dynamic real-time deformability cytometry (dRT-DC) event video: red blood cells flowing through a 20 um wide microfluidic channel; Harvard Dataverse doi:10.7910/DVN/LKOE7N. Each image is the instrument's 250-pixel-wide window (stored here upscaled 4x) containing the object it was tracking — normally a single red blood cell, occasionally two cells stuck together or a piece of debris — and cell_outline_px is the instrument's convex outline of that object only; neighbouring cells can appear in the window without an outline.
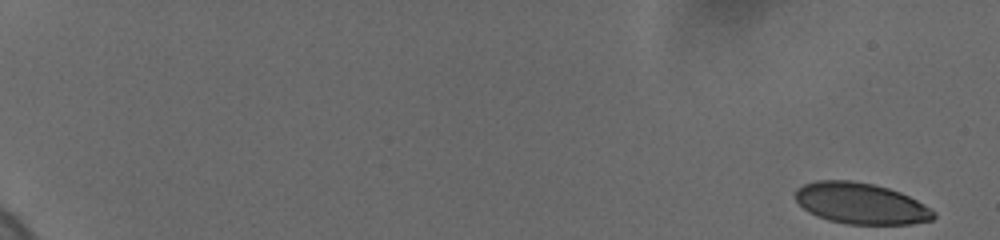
{"species": "human", "species_latin": "Homo sapiens", "temperature_condition": "cold", "stored_images_in_passage": 58, "camera_frame_rate_fps": 3000, "um_per_image_px": 0.085, "donor": {"sex": "female"}, "frame": {"image": 1, "passage_image": 1, "time_ms": 0.0, "image_size_px": [1000, 240], "cell_outline_px": [[936, 216], [932, 220], [912, 224], [848, 224], [828, 220], [816, 216], [808, 212], [796, 200], [796, 188], [804, 184], [816, 180], [852, 180], [872, 184], [888, 188], [900, 192], [924, 204], [936, 212]], "centroid_in_image_um": [73.17, 17.29], "position_along_channel_um": 11.8, "area_um2": 33.18}}
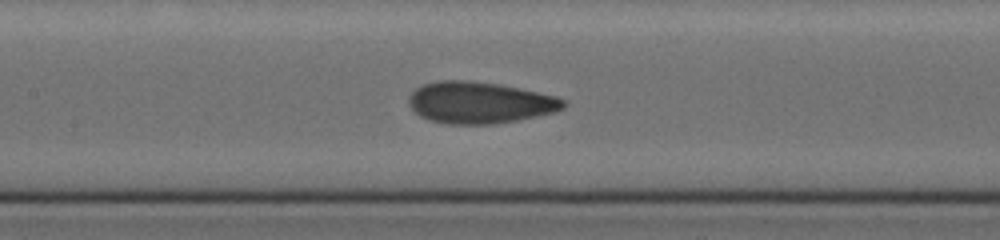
{"frame": {"image": 2, "passage_image": 31, "time_ms": 10.0, "image_size_px": [1000, 240], "cell_outline_px": [[568, 104], [564, 108], [556, 112], [516, 120], [492, 124], [448, 124], [432, 120], [420, 116], [408, 104], [408, 96], [416, 88], [424, 84], [436, 80], [464, 80], [500, 84], [556, 96], [564, 100]], "centroid_in_image_um": [40.77, 8.71], "position_along_channel_um": 166.6, "area_um2": 37.45}}
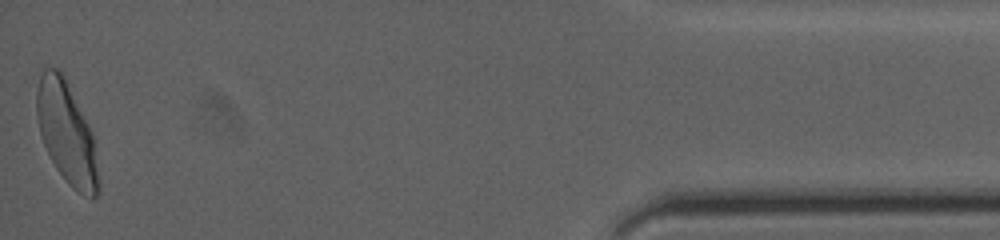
{"frame": {"image": 3, "passage_image": 58, "time_ms": 19.0, "image_size_px": [1000, 240], "cell_outline_px": [[100, 192], [92, 200], [76, 192], [68, 184], [56, 168], [44, 144], [40, 132], [36, 116], [36, 92], [40, 76], [44, 64], [56, 68], [64, 72], [92, 132], [100, 180]], "centroid_in_image_um": [5.67, 11.28], "position_along_channel_um": 429.5, "area_um2": 37.34}, "authors_computed_cell_mechanics": {"area_um2": 35.6626, "velocity_mm_per_s": 3.656, "shape_relaxation_time_tau1_ms": 4.0884, "shape_relaxation_time_tau2_ms": 0.8814, "deformation_change_tau1": 0.15, "deformation_change_tau2": 0.0554}}